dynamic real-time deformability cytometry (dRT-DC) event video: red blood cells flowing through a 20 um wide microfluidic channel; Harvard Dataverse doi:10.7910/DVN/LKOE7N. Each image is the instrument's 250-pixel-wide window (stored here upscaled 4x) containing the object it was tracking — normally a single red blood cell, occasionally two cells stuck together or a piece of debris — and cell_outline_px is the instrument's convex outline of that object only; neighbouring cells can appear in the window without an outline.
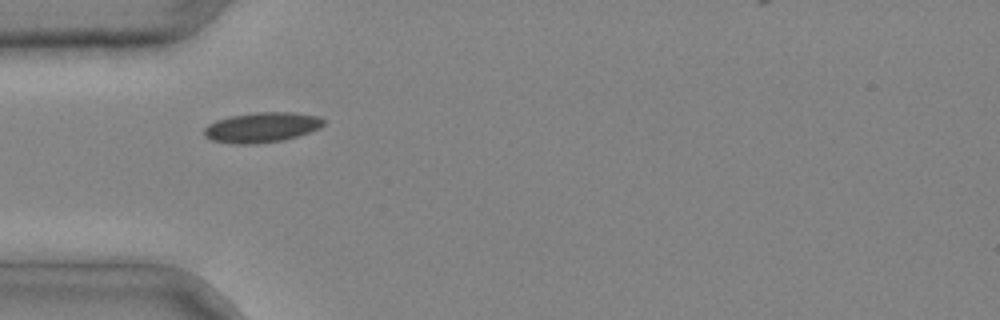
{"species": "common noctule bat (a hibernating species)", "species_latin": "Nyctalus noctula", "temperature_condition": "cold", "stored_images_in_passage": 4, "camera_frame_rate_fps": 3000, "um_per_image_px": 0.085, "animal": {"sex": "male", "body_mass_g": 20.4}, "frame": {"image": 1, "passage_image": 3, "time_ms": 0.667, "image_size_px": [1000, 320], "cell_outline_px": [[324, 124], [320, 128], [284, 140], [256, 144], [232, 144], [212, 140], [204, 136], [204, 128], [208, 124], [216, 120], [232, 116], [256, 112], [292, 112], [320, 116], [324, 120]], "centroid_in_image_um": [22.24, 10.83], "position_along_channel_um": 62.8, "area_um2": 20.98}}